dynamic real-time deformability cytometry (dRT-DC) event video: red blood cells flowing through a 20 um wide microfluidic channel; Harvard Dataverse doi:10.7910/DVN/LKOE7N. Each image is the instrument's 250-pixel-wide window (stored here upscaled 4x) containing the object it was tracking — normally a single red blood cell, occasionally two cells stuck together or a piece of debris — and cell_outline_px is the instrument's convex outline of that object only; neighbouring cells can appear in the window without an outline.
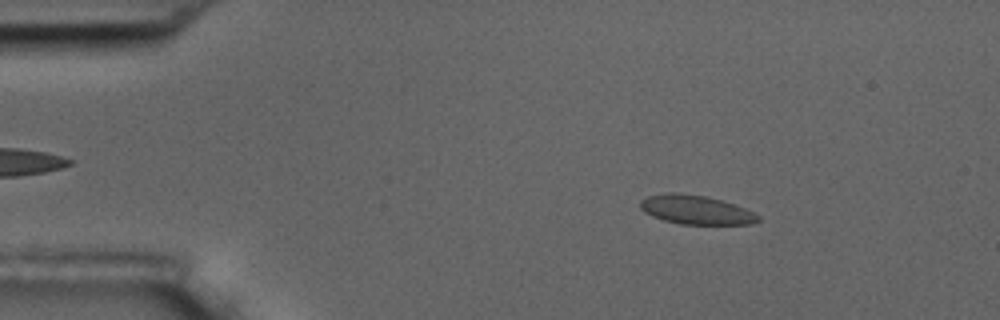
{"species": "common noctule bat (a hibernating species)", "species_latin": "Nyctalus noctula", "temperature_condition": "room temperature", "stored_images_in_passage": 10, "camera_frame_rate_fps": 3000, "um_per_image_px": 0.085, "animal": {"sex": "male", "body_mass_g": 17.5, "forearm_length_mm": 52.3}, "frame": {"image": 1, "passage_image": 1, "time_ms": 0.0, "image_size_px": [1000, 320], "cell_outline_px": [[760, 220], [752, 224], [680, 224], [664, 220], [652, 216], [644, 212], [640, 208], [640, 200], [648, 196], [668, 192], [676, 192], [704, 196], [720, 200], [744, 208], [760, 216]], "centroid_in_image_um": [59.12, 17.83], "position_along_channel_um": 25.9, "area_um2": 19.77}}
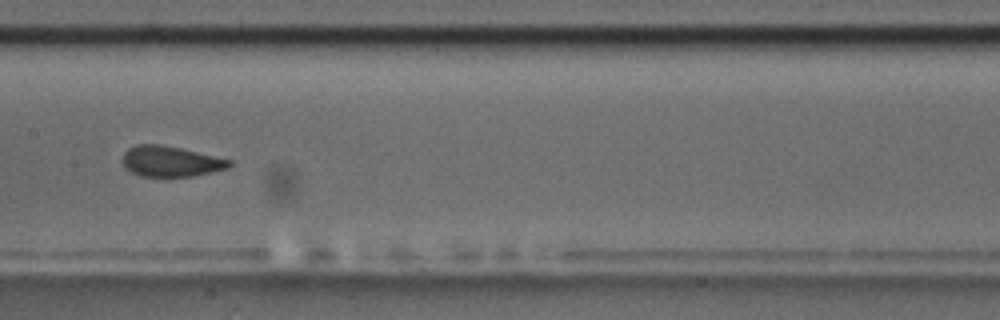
{"frame": {"image": 2, "passage_image": 7, "time_ms": 6.667, "image_size_px": [1000, 320], "cell_outline_px": [[232, 164], [228, 168], [212, 172], [192, 176], [140, 176], [124, 168], [120, 160], [124, 152], [128, 148], [136, 144], [160, 144], [180, 148], [232, 160]], "centroid_in_image_um": [14.46, 13.71], "position_along_channel_um": 192.9, "area_um2": 19.13}}
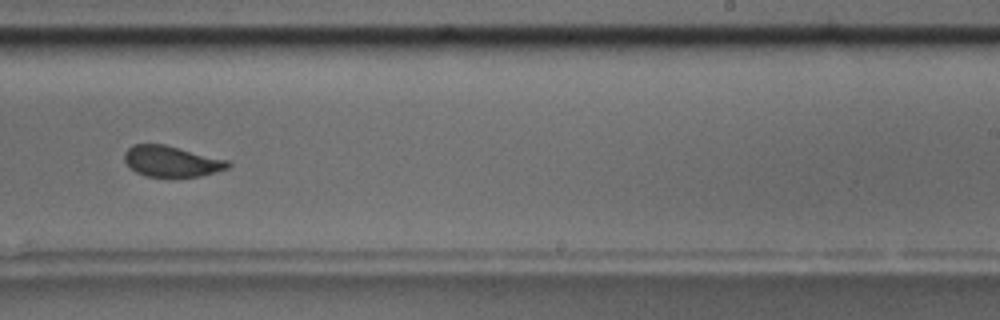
{"frame": {"image": 3, "passage_image": 9, "time_ms": 9.0, "image_size_px": [1000, 320], "cell_outline_px": [[232, 164], [228, 168], [216, 172], [200, 176], [148, 176], [136, 172], [124, 160], [124, 152], [132, 144], [164, 144], [228, 160]], "centroid_in_image_um": [14.59, 13.7], "position_along_channel_um": 274.4, "area_um2": 18.44}}